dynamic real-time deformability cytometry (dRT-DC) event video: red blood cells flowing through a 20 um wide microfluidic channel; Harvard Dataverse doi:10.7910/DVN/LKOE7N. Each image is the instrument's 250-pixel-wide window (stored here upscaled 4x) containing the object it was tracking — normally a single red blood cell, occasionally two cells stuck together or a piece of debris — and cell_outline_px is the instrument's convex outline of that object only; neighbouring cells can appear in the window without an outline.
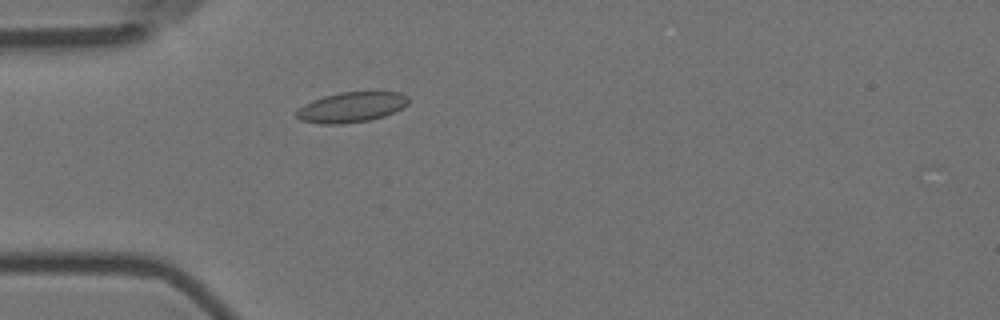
{"species": "Egyptian fruit bat (a non-hibernating species)", "species_latin": "Rousettus aegyptiacus", "temperature_condition": "room temperature", "stored_images_in_passage": 53, "camera_frame_rate_fps": 3000, "um_per_image_px": 0.085, "animal": {"sex": "female"}, "frame": {"image": 1, "passage_image": 13, "time_ms": 4.0, "image_size_px": [1000, 320], "cell_outline_px": [[408, 104], [384, 116], [368, 120], [340, 124], [320, 124], [300, 120], [296, 116], [296, 112], [304, 104], [312, 100], [324, 96], [340, 92], [400, 92], [408, 96]], "centroid_in_image_um": [29.84, 9.11], "position_along_channel_um": 55.2, "area_um2": 19.54}}
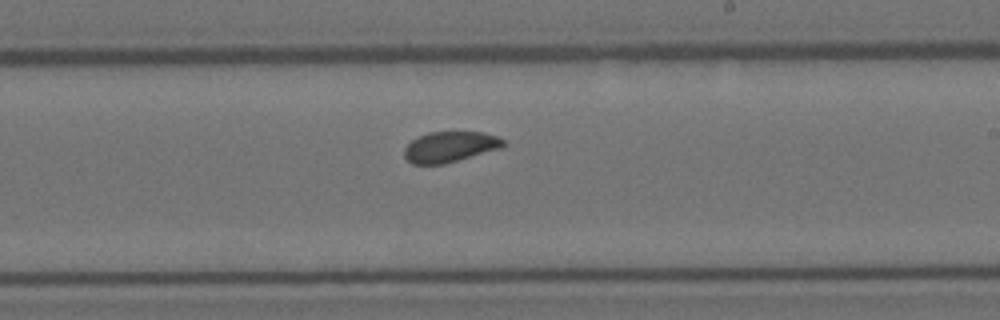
{"frame": {"image": 2, "passage_image": 30, "time_ms": 9.667, "image_size_px": [1000, 320], "cell_outline_px": [[504, 144], [500, 148], [444, 164], [412, 164], [404, 156], [404, 148], [412, 140], [428, 132], [484, 132], [496, 136], [504, 140]], "centroid_in_image_um": [38.22, 12.48], "position_along_channel_um": 250.8, "area_um2": 17.46}}
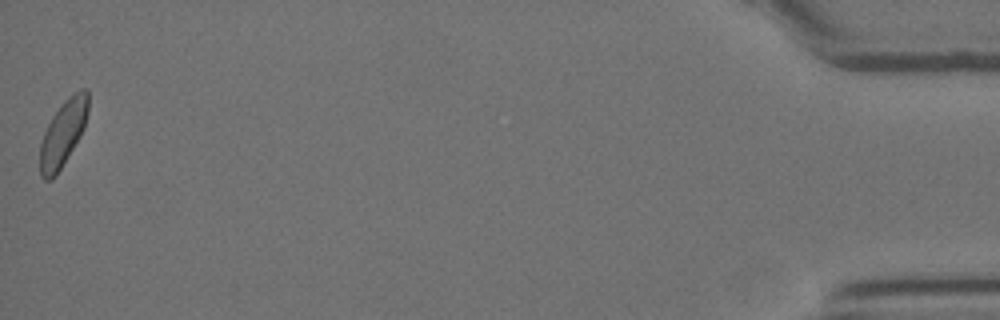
{"frame": {"image": 3, "passage_image": 53, "time_ms": 17.333, "image_size_px": [1000, 320], "cell_outline_px": [[88, 112], [84, 128], [80, 136], [56, 176], [52, 180], [44, 180], [40, 176], [40, 144], [44, 132], [52, 116], [64, 100], [68, 96], [80, 88], [88, 88]], "centroid_in_image_um": [5.36, 11.31], "position_along_channel_um": 429.8, "area_um2": 18.61}, "authors_computed_cell_mechanics": {"area_um2": 18.6116, "velocity_mm_per_s": 3.5702, "shape_relaxation_time_tau1_ms": 6.062, "shape_relaxation_time_tau2_ms": 1.9244, "deformation_change_tau1": 0.0854, "deformation_change_tau2": 0.0537}}